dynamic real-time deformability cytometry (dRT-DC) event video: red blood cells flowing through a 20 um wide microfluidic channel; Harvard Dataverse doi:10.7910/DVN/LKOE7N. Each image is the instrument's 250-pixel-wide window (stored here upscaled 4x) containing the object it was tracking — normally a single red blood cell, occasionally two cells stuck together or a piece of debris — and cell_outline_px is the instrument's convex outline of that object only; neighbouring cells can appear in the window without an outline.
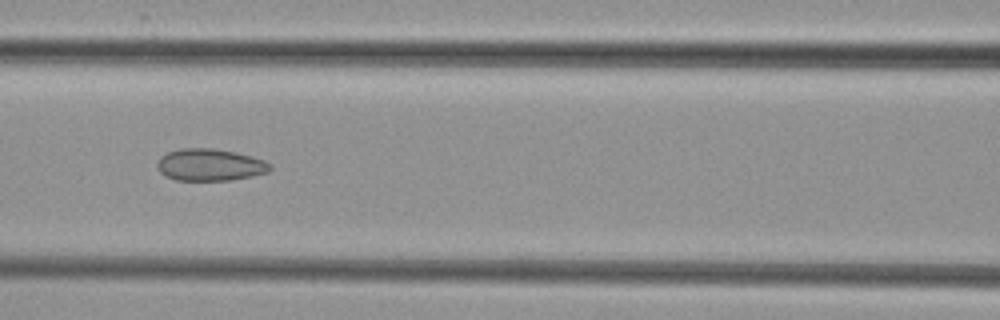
{"species": "common noctule bat (a hibernating species)", "species_latin": "Nyctalus noctula", "temperature_condition": "cold", "stored_images_in_passage": 8, "camera_frame_rate_fps": 3000, "um_per_image_px": 0.085, "animal": {"sex": "female", "body_mass_g": 29.2, "forearm_length_mm": 56.3}, "frame": {"image": 1, "passage_image": 6, "time_ms": 6.0, "image_size_px": [1000, 320], "cell_outline_px": [[272, 168], [268, 172], [252, 176], [232, 180], [176, 180], [164, 176], [160, 172], [156, 164], [160, 156], [168, 152], [180, 148], [212, 148], [236, 152], [252, 156], [264, 160], [272, 164]], "centroid_in_image_um": [17.85, 14.01], "position_along_channel_um": 148.8, "area_um2": 21.27}}
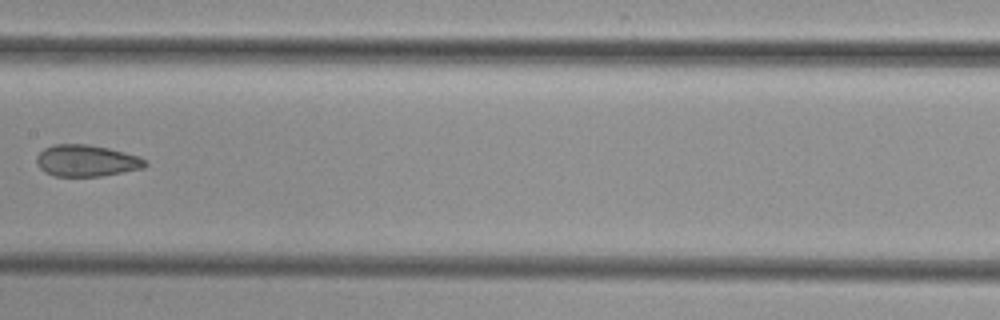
{"frame": {"image": 2, "passage_image": 7, "time_ms": 7.333, "image_size_px": [1000, 320], "cell_outline_px": [[148, 164], [144, 168], [100, 176], [52, 176], [44, 172], [36, 164], [36, 156], [44, 148], [56, 144], [88, 144], [108, 148], [140, 156], [148, 160]], "centroid_in_image_um": [7.35, 13.66], "position_along_channel_um": 200.0, "area_um2": 20.17}}
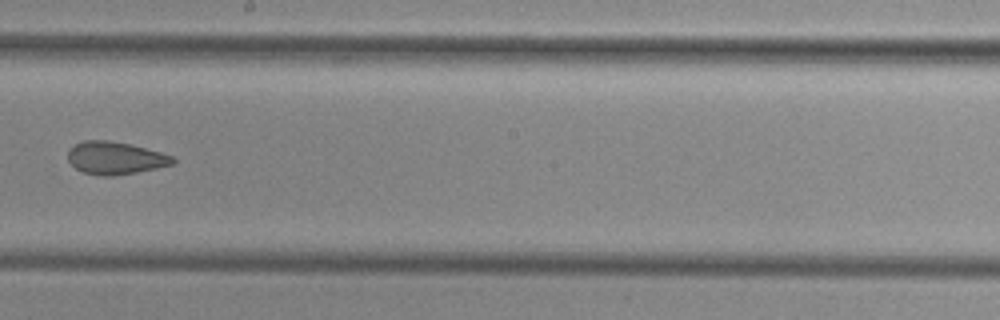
{"frame": {"image": 3, "passage_image": 8, "time_ms": 8.333, "image_size_px": [1000, 320], "cell_outline_px": [[176, 160], [172, 164], [156, 168], [136, 172], [112, 176], [100, 176], [84, 172], [76, 168], [68, 160], [68, 148], [84, 140], [108, 140], [132, 144], [160, 152], [172, 156]], "centroid_in_image_um": [9.78, 13.42], "position_along_channel_um": 238.4, "area_um2": 19.88}}